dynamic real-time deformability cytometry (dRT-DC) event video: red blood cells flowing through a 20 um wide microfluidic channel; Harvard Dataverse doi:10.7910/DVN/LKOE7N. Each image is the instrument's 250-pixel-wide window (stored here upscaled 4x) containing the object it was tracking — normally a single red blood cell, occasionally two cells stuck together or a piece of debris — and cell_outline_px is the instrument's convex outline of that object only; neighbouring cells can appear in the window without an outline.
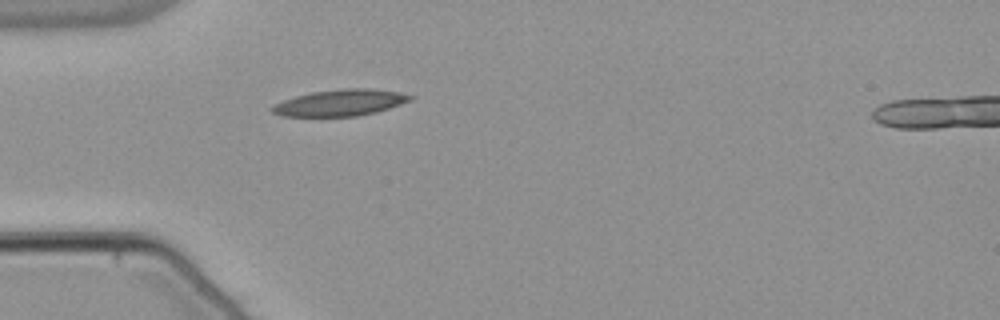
{"species": "common noctule bat (a hibernating species)", "species_latin": "Nyctalus noctula", "temperature_condition": "warm", "stored_images_in_passage": 38, "camera_frame_rate_fps": 3000, "um_per_image_px": 0.085, "animal": {"sex": "male", "body_mass_g": 21.5, "forearm_length_mm": 52.0}, "frame": {"image": 1, "passage_image": 1, "time_ms": 0.0, "image_size_px": [1000, 320], "cell_outline_px": [[416, 96], [412, 100], [376, 112], [356, 116], [280, 116], [272, 112], [268, 108], [284, 100], [296, 96], [312, 92], [344, 88], [372, 88], [400, 92]], "centroid_in_image_um": [28.95, 8.72], "position_along_channel_um": 56.1, "area_um2": 21.27}}
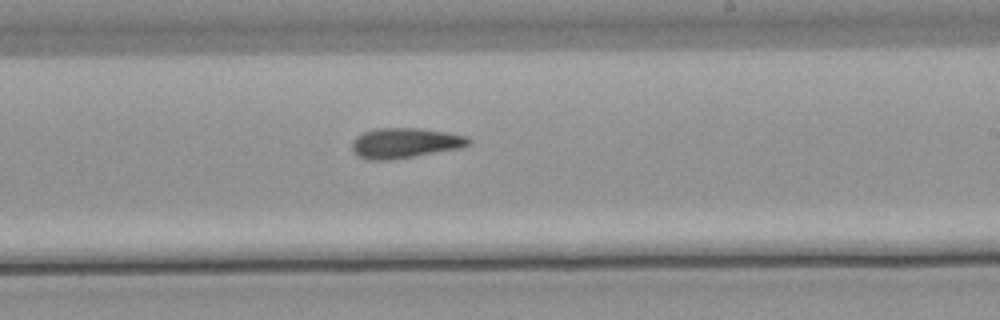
{"frame": {"image": 2, "passage_image": 17, "time_ms": 5.333, "image_size_px": [1000, 320], "cell_outline_px": [[472, 140], [468, 144], [460, 148], [388, 160], [368, 160], [356, 156], [352, 148], [352, 140], [356, 136], [364, 132], [376, 128], [420, 128], [468, 136]], "centroid_in_image_um": [34.38, 12.15], "position_along_channel_um": 254.6, "area_um2": 20.4}}
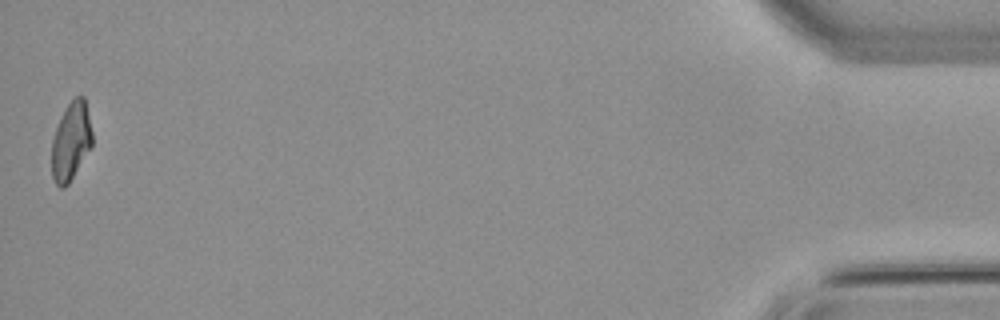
{"frame": {"image": 3, "passage_image": 38, "time_ms": 12.333, "image_size_px": [1000, 320], "cell_outline_px": [[92, 144], [68, 184], [64, 188], [60, 188], [56, 184], [52, 176], [52, 140], [60, 116], [68, 104], [76, 96], [84, 96], [92, 132]], "centroid_in_image_um": [6.02, 12.0], "position_along_channel_um": 429.2, "area_um2": 18.15}, "authors_computed_cell_mechanics": {"area_um2": 19.9699, "velocity_mm_per_s": 3.8399, "shape_relaxation_time_tau1_ms": null, "shape_relaxation_time_tau2_ms": 6.6064, "deformation_change_tau1": null, "deformation_change_tau2": 0.1616}}